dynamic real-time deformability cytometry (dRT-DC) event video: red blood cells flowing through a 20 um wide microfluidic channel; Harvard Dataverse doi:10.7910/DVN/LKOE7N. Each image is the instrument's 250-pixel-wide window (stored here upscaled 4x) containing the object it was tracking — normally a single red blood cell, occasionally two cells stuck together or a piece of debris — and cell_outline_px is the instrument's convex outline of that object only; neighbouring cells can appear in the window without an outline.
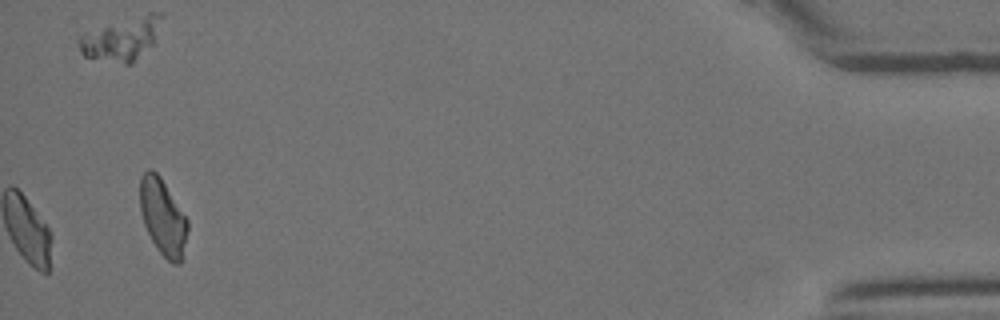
{"species": "Egyptian fruit bat (a non-hibernating species)", "species_latin": "Rousettus aegyptiacus", "temperature_condition": "room temperature", "stored_images_in_passage": 31, "camera_frame_rate_fps": 3000, "um_per_image_px": 0.085, "animal": {"sex": "female"}, "frame": {"image": 1, "passage_image": 31, "time_ms": 10.0, "image_size_px": [1000, 320], "cell_outline_px": [[188, 228], [180, 264], [172, 264], [156, 248], [144, 224], [140, 212], [140, 176], [148, 168], [152, 168], [160, 176], [188, 220]], "centroid_in_image_um": [13.82, 18.42], "position_along_channel_um": 421.4, "area_um2": 21.04}}